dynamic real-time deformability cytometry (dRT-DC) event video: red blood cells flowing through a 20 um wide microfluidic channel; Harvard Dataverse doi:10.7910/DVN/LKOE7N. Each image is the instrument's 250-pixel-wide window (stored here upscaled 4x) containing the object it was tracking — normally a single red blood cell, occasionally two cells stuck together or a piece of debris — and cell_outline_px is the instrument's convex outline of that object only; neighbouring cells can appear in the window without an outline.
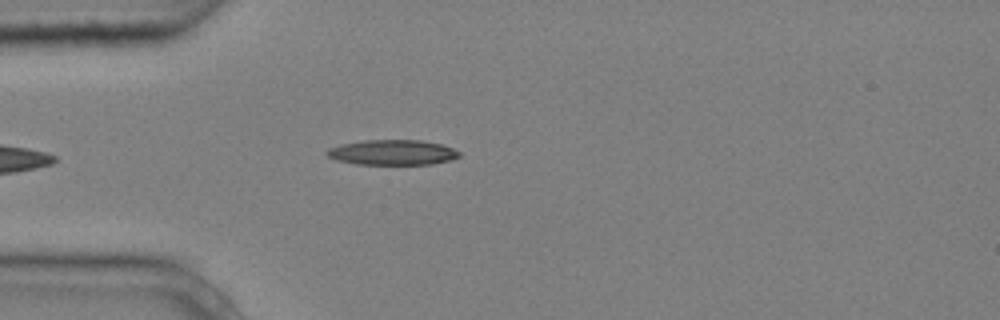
{"species": "common noctule bat (a hibernating species)", "species_latin": "Nyctalus noctula", "temperature_condition": "cold", "stored_images_in_passage": 5, "camera_frame_rate_fps": 3000, "um_per_image_px": 0.085, "animal": {"sex": "male", "body_mass_g": 20.4}, "frame": {"image": 1, "passage_image": 5, "time_ms": 1.333, "image_size_px": [1000, 320], "cell_outline_px": [[460, 156], [452, 160], [432, 164], [356, 164], [336, 160], [328, 156], [324, 152], [328, 148], [340, 144], [364, 140], [420, 140], [440, 144], [452, 148], [460, 152]], "centroid_in_image_um": [33.34, 12.95], "position_along_channel_um": 51.7, "area_um2": 19.48}}